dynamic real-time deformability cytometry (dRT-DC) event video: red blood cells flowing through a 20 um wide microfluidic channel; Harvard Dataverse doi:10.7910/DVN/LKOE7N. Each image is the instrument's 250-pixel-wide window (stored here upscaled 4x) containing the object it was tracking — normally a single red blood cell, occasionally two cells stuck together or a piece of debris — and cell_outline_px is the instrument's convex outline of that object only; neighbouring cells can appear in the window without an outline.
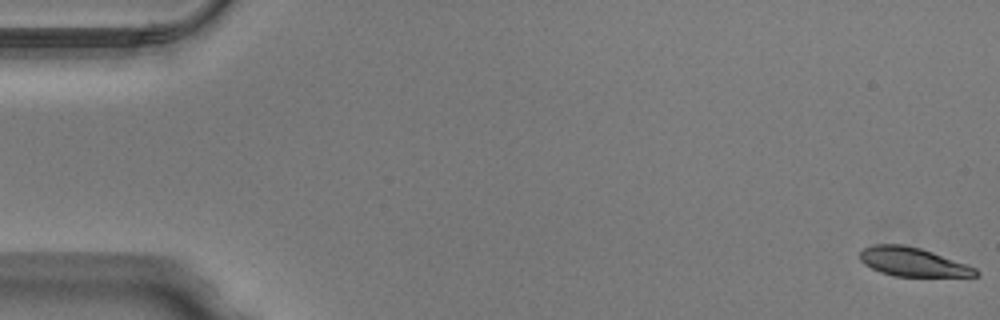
{"species": "Egyptian fruit bat (a non-hibernating species)", "species_latin": "Rousettus aegyptiacus", "temperature_condition": "warm", "stored_images_in_passage": 52, "camera_frame_rate_fps": 3000, "um_per_image_px": 0.085, "animal": {"sex": "male"}, "frame": {"image": 1, "passage_image": 1, "time_ms": 0.0, "image_size_px": [1000, 320], "cell_outline_px": [[980, 272], [976, 276], [892, 276], [880, 272], [864, 264], [860, 260], [860, 252], [864, 248], [872, 244], [904, 244], [920, 248], [932, 252], [976, 268]], "centroid_in_image_um": [77.54, 22.26], "position_along_channel_um": 7.5, "area_um2": 19.31}}
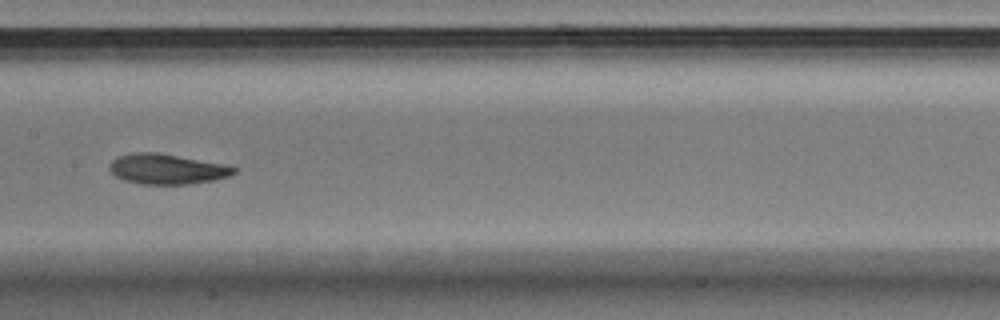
{"frame": {"image": 2, "passage_image": 26, "time_ms": 8.333, "image_size_px": [1000, 320], "cell_outline_px": [[236, 172], [228, 176], [216, 180], [188, 184], [140, 184], [124, 180], [116, 176], [108, 168], [108, 164], [112, 160], [120, 156], [132, 152], [160, 152], [228, 164], [236, 168]], "centroid_in_image_um": [14.21, 14.35], "position_along_channel_um": 193.2, "area_um2": 22.25}}
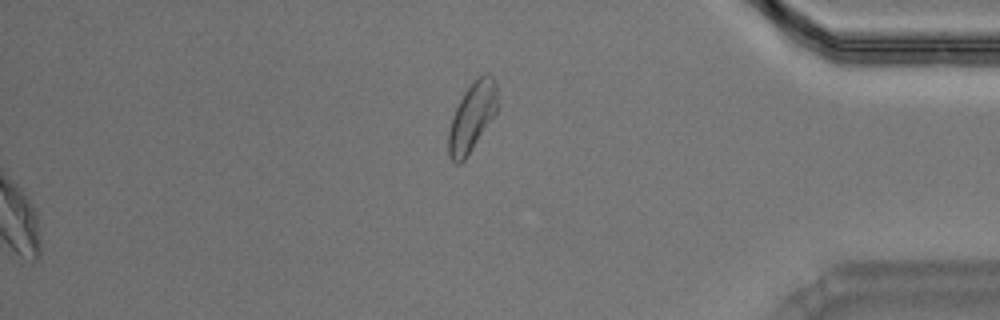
{"frame": {"image": 3, "passage_image": 52, "time_ms": 17.0, "image_size_px": [1000, 320], "cell_outline_px": [[496, 112], [464, 160], [460, 164], [456, 164], [452, 160], [448, 152], [448, 132], [452, 116], [464, 92], [484, 72], [488, 72], [496, 80]], "centroid_in_image_um": [40.1, 9.93], "position_along_channel_um": 395.1, "area_um2": 19.13}, "authors_computed_cell_mechanics": {"area_um2": 21.9062, "velocity_mm_per_s": 4.0022, "shape_relaxation_time_tau1_ms": 3.0959, "shape_relaxation_time_tau2_ms": 3.7187, "deformation_change_tau1": 0.1259, "deformation_change_tau2": 0.0984}}